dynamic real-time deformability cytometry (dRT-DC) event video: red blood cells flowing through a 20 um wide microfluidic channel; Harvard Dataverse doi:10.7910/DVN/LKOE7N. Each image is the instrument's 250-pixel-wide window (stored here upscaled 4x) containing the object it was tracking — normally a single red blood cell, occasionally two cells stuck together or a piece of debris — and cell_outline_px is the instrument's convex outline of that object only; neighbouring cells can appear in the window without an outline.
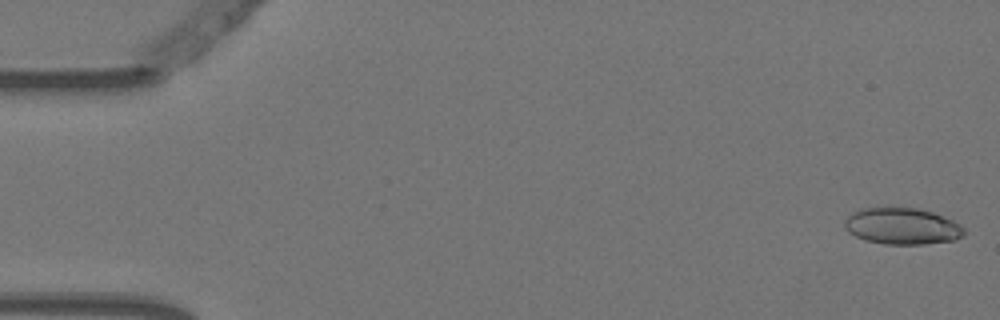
{"species": "Egyptian fruit bat (a non-hibernating species)", "species_latin": "Rousettus aegyptiacus", "temperature_condition": "warm", "stored_images_in_passage": 5, "camera_frame_rate_fps": 3000, "um_per_image_px": 0.085, "animal": {"sex": "female"}, "frame": {"image": 1, "passage_image": 1, "time_ms": 0.0, "image_size_px": [1000, 320], "cell_outline_px": [[964, 236], [956, 240], [924, 244], [884, 244], [864, 240], [848, 232], [844, 228], [844, 220], [852, 212], [860, 208], [920, 208], [932, 212], [952, 220], [960, 224], [964, 228]], "centroid_in_image_um": [76.67, 19.23], "position_along_channel_um": 8.3, "area_um2": 25.55}}